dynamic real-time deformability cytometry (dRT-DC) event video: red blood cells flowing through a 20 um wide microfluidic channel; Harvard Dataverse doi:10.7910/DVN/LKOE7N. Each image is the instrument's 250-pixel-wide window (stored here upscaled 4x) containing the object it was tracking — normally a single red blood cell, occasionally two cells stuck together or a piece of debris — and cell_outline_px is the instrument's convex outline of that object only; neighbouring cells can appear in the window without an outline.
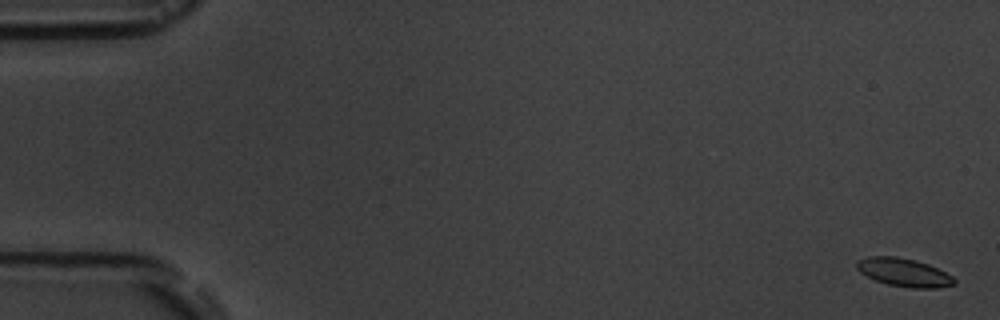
{"species": "common noctule bat (a hibernating species)", "species_latin": "Nyctalus noctula", "temperature_condition": "room temperature", "stored_images_in_passage": 5, "camera_frame_rate_fps": 3000, "um_per_image_px": 0.085, "animal": {"sex": "male", "body_mass_g": 19.5, "forearm_length_mm": 54.6}, "frame": {"image": 1, "passage_image": 1, "time_ms": 0.0, "image_size_px": [1000, 320], "cell_outline_px": [[956, 284], [936, 288], [912, 288], [888, 284], [876, 280], [860, 272], [856, 268], [856, 260], [868, 256], [896, 256], [916, 260], [928, 264], [952, 276], [956, 280]], "centroid_in_image_um": [76.82, 23.14], "position_along_channel_um": 8.2, "area_um2": 16.01}}
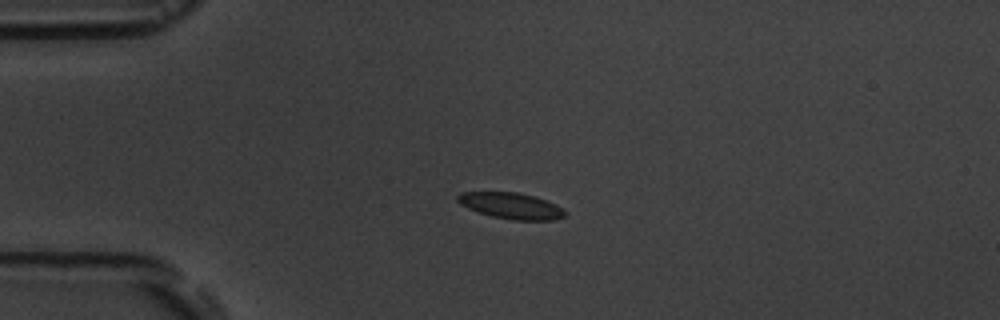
{"frame": {"image": 2, "passage_image": 5, "time_ms": 4.333, "image_size_px": [1000, 320], "cell_outline_px": [[568, 212], [564, 216], [556, 220], [512, 220], [492, 216], [476, 212], [460, 204], [456, 200], [456, 196], [460, 192], [516, 192], [536, 196], [556, 204], [564, 208]], "centroid_in_image_um": [43.46, 17.49], "position_along_channel_um": 41.5, "area_um2": 16.65}}